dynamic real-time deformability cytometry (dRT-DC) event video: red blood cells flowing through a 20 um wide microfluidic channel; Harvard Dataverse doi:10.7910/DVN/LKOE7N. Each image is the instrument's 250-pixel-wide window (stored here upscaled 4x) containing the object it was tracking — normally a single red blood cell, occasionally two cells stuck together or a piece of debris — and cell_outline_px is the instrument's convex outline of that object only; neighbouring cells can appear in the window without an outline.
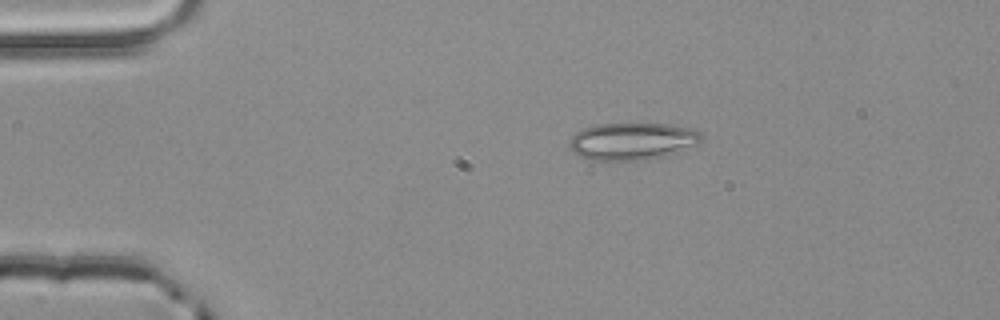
{"species": "common noctule bat (a hibernating species)", "species_latin": "Nyctalus noctula", "temperature_condition": "room temperature", "stored_images_in_passage": 2, "camera_frame_rate_fps": 3000, "um_per_image_px": 0.085, "animal": {"sex": "male", "body_mass_g": 20.4}, "frame": {"image": 1, "passage_image": 1, "time_ms": 0.0, "image_size_px": [1000, 320], "cell_outline_px": [[700, 140], [696, 144], [680, 152], [648, 160], [592, 160], [580, 156], [572, 152], [568, 148], [568, 140], [576, 132], [584, 128], [596, 124], [668, 124], [692, 128], [700, 132]], "centroid_in_image_um": [53.7, 12.01], "position_along_channel_um": 31.3, "area_um2": 28.78}}